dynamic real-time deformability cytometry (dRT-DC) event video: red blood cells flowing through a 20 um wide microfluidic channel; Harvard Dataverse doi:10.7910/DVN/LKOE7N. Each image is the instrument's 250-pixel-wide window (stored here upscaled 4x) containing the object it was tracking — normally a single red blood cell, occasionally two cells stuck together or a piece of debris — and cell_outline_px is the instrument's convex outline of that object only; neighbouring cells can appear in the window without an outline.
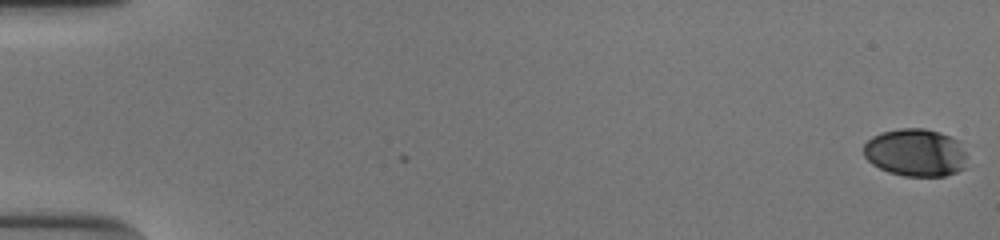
{"species": "human", "species_latin": "Homo sapiens", "temperature_condition": "cold", "stored_images_in_passage": 54, "camera_frame_rate_fps": 3000, "um_per_image_px": 0.085, "donor": {"sex": "male"}, "frame": {"image": 1, "passage_image": 1, "time_ms": 0.0, "image_size_px": [1000, 240], "cell_outline_px": [[964, 168], [956, 172], [944, 176], [904, 176], [888, 172], [872, 164], [864, 156], [864, 144], [872, 136], [884, 132], [900, 128], [924, 128], [940, 132], [960, 140], [964, 152]], "centroid_in_image_um": [77.81, 12.96], "position_along_channel_um": 7.2, "area_um2": 28.73}}
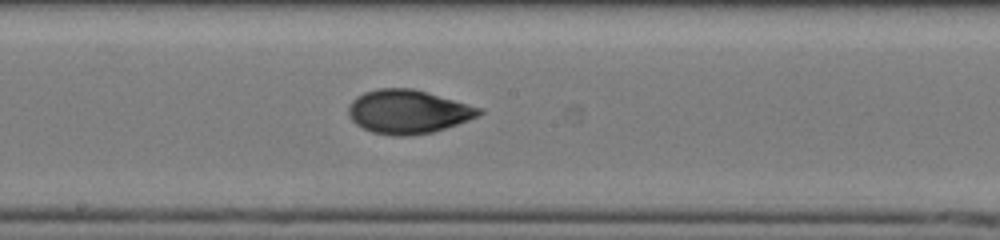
{"frame": {"image": 2, "passage_image": 31, "time_ms": 10.0, "image_size_px": [1000, 240], "cell_outline_px": [[484, 112], [468, 120], [432, 132], [408, 136], [392, 136], [372, 132], [356, 124], [348, 116], [348, 104], [356, 96], [364, 92], [376, 88], [412, 88], [484, 108]], "centroid_in_image_um": [34.65, 9.49], "position_along_channel_um": 213.5, "area_um2": 33.35}}
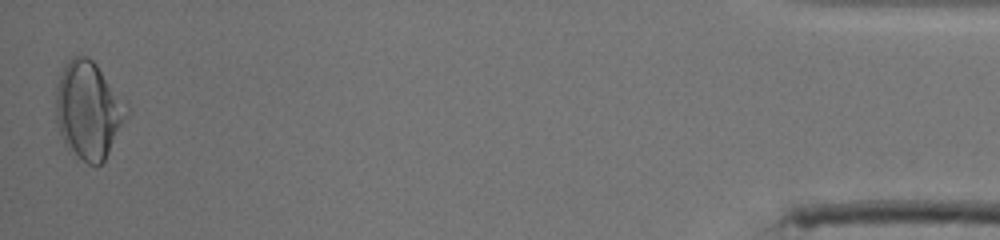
{"frame": {"image": 3, "passage_image": 54, "time_ms": 17.667, "image_size_px": [1000, 240], "cell_outline_px": [[132, 108], [104, 160], [96, 168], [88, 164], [68, 152], [64, 144], [56, 120], [56, 88], [64, 64], [72, 56], [88, 56], [96, 64]], "centroid_in_image_um": [7.53, 9.38], "position_along_channel_um": 427.7, "area_um2": 40.75}, "authors_computed_cell_mechanics": {"area_um2": 31.6166, "velocity_mm_per_s": 3.8691, "shape_relaxation_time_tau1_ms": 6.0018, "shape_relaxation_time_tau2_ms": 1.5748, "deformation_change_tau1": 0.1768, "deformation_change_tau2": 0.058}}